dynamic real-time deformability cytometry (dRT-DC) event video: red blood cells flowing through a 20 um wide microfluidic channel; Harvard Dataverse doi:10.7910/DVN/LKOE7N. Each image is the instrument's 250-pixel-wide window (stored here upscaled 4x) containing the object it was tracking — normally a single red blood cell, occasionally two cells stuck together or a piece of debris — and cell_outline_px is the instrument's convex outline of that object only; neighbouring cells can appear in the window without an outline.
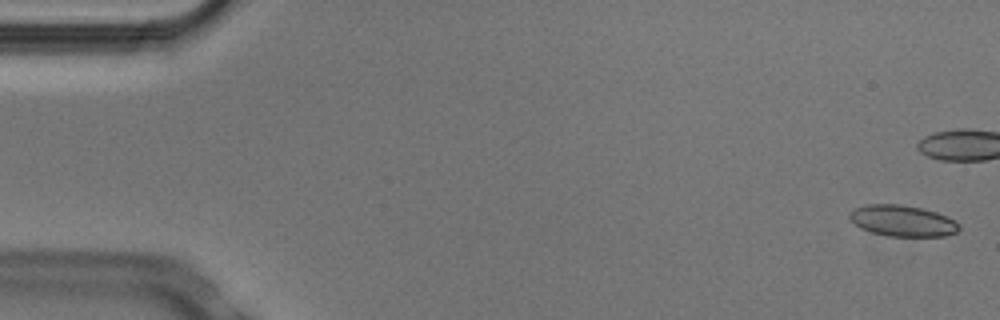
{"species": "Egyptian fruit bat (a non-hibernating species)", "species_latin": "Rousettus aegyptiacus", "temperature_condition": "cold", "stored_images_in_passage": 5, "camera_frame_rate_fps": 3000, "um_per_image_px": 0.085, "animal": {"sex": "male"}, "frame": {"image": 1, "passage_image": 1, "time_ms": 0.0, "image_size_px": [1000, 320], "cell_outline_px": [[960, 228], [956, 232], [944, 236], [888, 236], [872, 232], [860, 228], [848, 216], [848, 212], [864, 204], [900, 204], [920, 208], [936, 212], [956, 220], [960, 224]], "centroid_in_image_um": [76.72, 18.76], "position_along_channel_um": 8.3, "area_um2": 19.88}}